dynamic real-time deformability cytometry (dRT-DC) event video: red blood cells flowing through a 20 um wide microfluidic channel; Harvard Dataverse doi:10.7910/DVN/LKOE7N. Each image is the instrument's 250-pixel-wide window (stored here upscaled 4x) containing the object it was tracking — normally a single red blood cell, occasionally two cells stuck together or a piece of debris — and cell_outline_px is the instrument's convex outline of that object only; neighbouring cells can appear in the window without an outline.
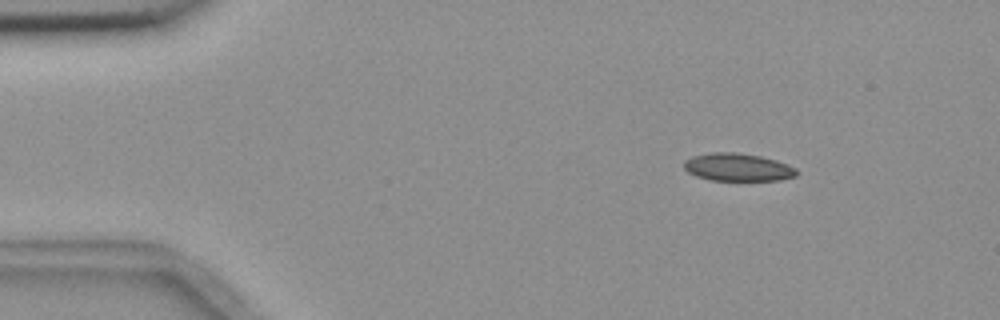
{"species": "common noctule bat (a hibernating species)", "species_latin": "Nyctalus noctula", "temperature_condition": "room temperature", "stored_images_in_passage": 3, "camera_frame_rate_fps": 3000, "um_per_image_px": 0.085, "animal": {"sex": "female", "body_mass_g": 18.4}, "frame": {"image": 1, "passage_image": 1, "time_ms": 0.0, "image_size_px": [1000, 320], "cell_outline_px": [[796, 176], [780, 180], [712, 180], [696, 176], [688, 172], [684, 168], [684, 160], [692, 156], [712, 152], [736, 152], [760, 156], [776, 160], [788, 164], [796, 168]], "centroid_in_image_um": [62.7, 14.21], "position_along_channel_um": 22.3, "area_um2": 18.21}}